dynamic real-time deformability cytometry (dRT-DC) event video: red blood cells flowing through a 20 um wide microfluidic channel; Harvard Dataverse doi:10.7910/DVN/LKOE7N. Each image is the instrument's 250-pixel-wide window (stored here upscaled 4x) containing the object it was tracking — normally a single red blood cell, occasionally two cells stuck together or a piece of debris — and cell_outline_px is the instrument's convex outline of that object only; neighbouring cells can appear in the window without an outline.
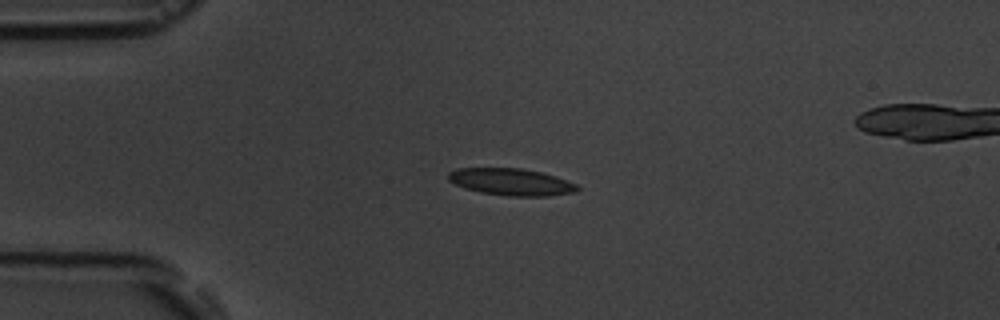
{"species": "common noctule bat (a hibernating species)", "species_latin": "Nyctalus noctula", "temperature_condition": "room temperature", "stored_images_in_passage": 3, "camera_frame_rate_fps": 3000, "um_per_image_px": 0.085, "animal": {"sex": "male", "body_mass_g": 19.5, "forearm_length_mm": 54.6}, "frame": {"image": 1, "passage_image": 1, "time_ms": 0.0, "image_size_px": [1000, 320], "cell_outline_px": [[580, 188], [576, 192], [548, 196], [508, 196], [480, 192], [464, 188], [448, 180], [448, 172], [456, 168], [520, 168], [540, 172], [556, 176], [576, 184]], "centroid_in_image_um": [43.44, 15.46], "position_along_channel_um": 41.6, "area_um2": 20.29}}